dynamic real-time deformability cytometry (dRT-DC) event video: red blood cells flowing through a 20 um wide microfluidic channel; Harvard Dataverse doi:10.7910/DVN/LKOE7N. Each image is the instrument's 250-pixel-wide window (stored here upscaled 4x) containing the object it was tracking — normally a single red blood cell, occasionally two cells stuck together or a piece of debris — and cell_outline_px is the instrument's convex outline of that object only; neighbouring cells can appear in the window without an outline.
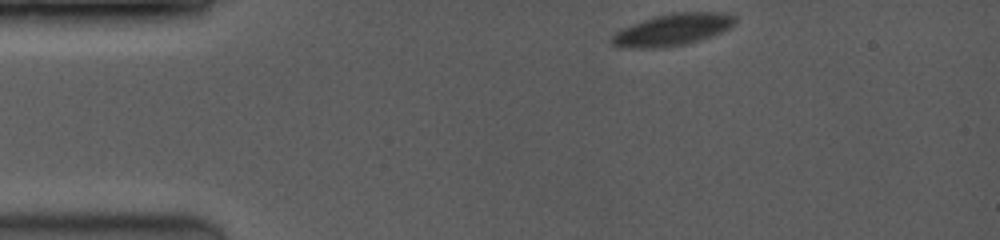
{"species": "common noctule bat (a hibernating species)", "species_latin": "Nyctalus noctula", "temperature_condition": "room temperature", "stored_images_in_passage": 45, "camera_frame_rate_fps": 3500, "um_per_image_px": 0.085, "animal": {"sex": "female", "body_mass_g": 19.0, "forearm_length_mm": 53.3}, "frame": {"image": 1, "passage_image": 1, "time_ms": 0.0, "image_size_px": [1000, 240], "cell_outline_px": [[736, 20], [732, 28], [700, 40], [684, 44], [656, 48], [616, 48], [612, 44], [612, 36], [616, 32], [632, 24], [656, 16], [672, 12], [728, 12], [736, 16]], "centroid_in_image_um": [57.21, 2.52], "position_along_channel_um": 27.8, "area_um2": 22.95}}
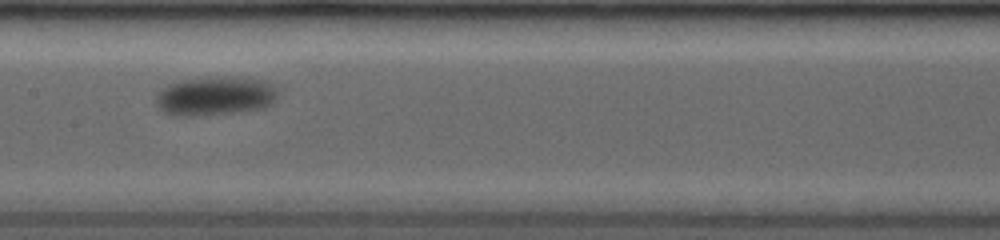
{"frame": {"image": 2, "passage_image": 17, "time_ms": 6.0, "image_size_px": [1000, 240], "cell_outline_px": [[276, 96], [272, 104], [264, 108], [232, 112], [192, 116], [180, 116], [164, 112], [156, 104], [156, 96], [168, 84], [180, 80], [264, 80], [276, 92]], "centroid_in_image_um": [18.22, 8.23], "position_along_channel_um": 189.2, "area_um2": 25.95}}
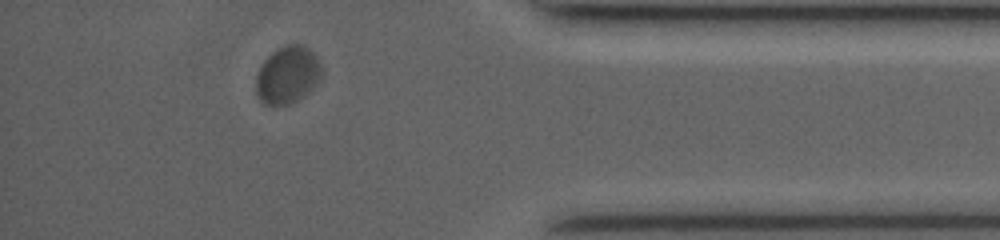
{"frame": {"image": 3, "passage_image": 38, "time_ms": 12.286, "image_size_px": [1000, 240], "cell_outline_px": [[320, 80], [304, 96], [288, 104], [264, 104], [260, 100], [256, 92], [256, 76], [264, 60], [276, 48], [284, 44], [304, 44], [316, 52], [320, 64]], "centroid_in_image_um": [24.45, 6.32], "position_along_channel_um": 410.7, "area_um2": 22.02}}